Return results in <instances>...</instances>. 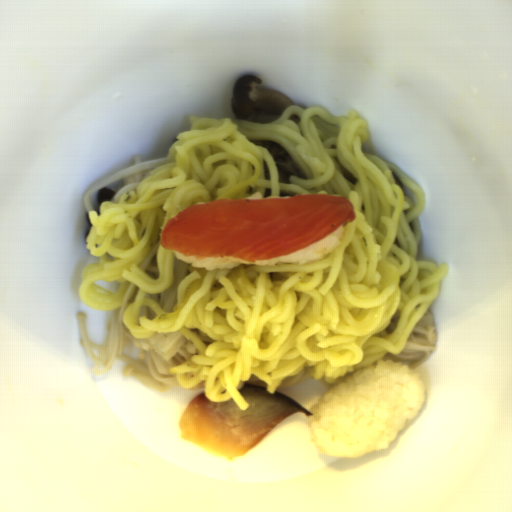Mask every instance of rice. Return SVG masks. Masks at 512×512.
Returning <instances> with one entry per match:
<instances>
[{
	"instance_id": "rice-1",
	"label": "rice",
	"mask_w": 512,
	"mask_h": 512,
	"mask_svg": "<svg viewBox=\"0 0 512 512\" xmlns=\"http://www.w3.org/2000/svg\"><path fill=\"white\" fill-rule=\"evenodd\" d=\"M425 397L419 373L403 362L376 360L325 392L310 409V440L336 458L388 449L421 411Z\"/></svg>"
},
{
	"instance_id": "rice-2",
	"label": "rice",
	"mask_w": 512,
	"mask_h": 512,
	"mask_svg": "<svg viewBox=\"0 0 512 512\" xmlns=\"http://www.w3.org/2000/svg\"><path fill=\"white\" fill-rule=\"evenodd\" d=\"M344 228L340 226L335 232L321 239L320 241L311 244L303 249H300L287 256L270 258L259 261H247L239 258H205L197 260L193 257H186L176 250H173L176 258L189 263L195 268H204L208 270H231L240 265H256V266H275L277 263H295L303 265L308 262L324 258L332 254L340 245L342 241Z\"/></svg>"
},
{
	"instance_id": "rice-3",
	"label": "rice",
	"mask_w": 512,
	"mask_h": 512,
	"mask_svg": "<svg viewBox=\"0 0 512 512\" xmlns=\"http://www.w3.org/2000/svg\"><path fill=\"white\" fill-rule=\"evenodd\" d=\"M287 197H292V196H274V197H264L263 193H261L260 191L259 192H256L254 194H251L249 197H247L245 200H253V199H283V198H287Z\"/></svg>"
}]
</instances>
